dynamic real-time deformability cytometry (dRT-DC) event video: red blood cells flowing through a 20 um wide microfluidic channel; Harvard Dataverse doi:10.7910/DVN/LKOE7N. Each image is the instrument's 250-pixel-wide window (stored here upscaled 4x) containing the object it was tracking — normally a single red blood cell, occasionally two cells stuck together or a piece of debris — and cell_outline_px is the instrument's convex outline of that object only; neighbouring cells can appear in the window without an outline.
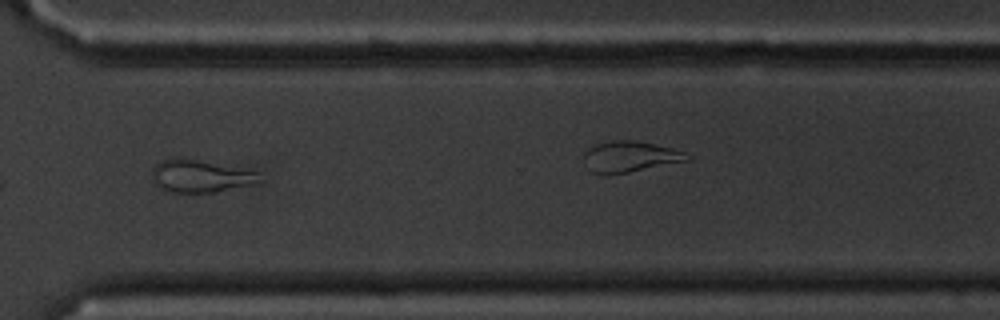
{"species": "common noctule bat (a hibernating species)", "species_latin": "Nyctalus noctula", "temperature_condition": "cold", "stored_images_in_passage": 38, "camera_frame_rate_fps": 3000, "um_per_image_px": 0.085, "animal": {"sex": "male", "body_mass_g": 20.1, "forearm_length_mm": 53.5}, "frame": {"image": 1, "passage_image": 22, "time_ms": 7.0, "image_size_px": [1000, 320], "cell_outline_px": [[264, 180], [252, 184], [212, 192], [164, 192], [152, 180], [152, 168], [160, 160], [176, 156], [256, 172]], "centroid_in_image_um": [16.93, 14.97], "position_along_channel_um": 353.7, "area_um2": 20.11}, "authors_computed_cell_mechanics": {"area_um2": 18.0336, "velocity_mm_per_s": 3.5453, "shape_relaxation_time_tau1_ms": null, "shape_relaxation_time_tau2_ms": 4.7001, "deformation_change_tau1": null, "deformation_change_tau2": 0.1253}}